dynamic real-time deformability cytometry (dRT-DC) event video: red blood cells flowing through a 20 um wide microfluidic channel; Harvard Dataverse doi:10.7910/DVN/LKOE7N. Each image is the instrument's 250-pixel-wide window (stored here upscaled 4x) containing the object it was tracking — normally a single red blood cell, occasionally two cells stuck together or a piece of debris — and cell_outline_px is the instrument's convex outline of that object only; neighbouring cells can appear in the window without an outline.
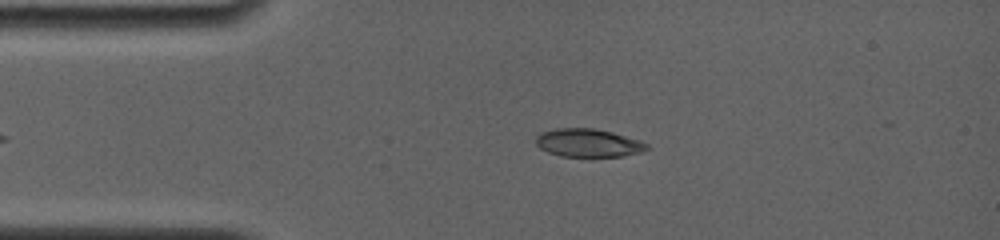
{"species": "common noctule bat (a hibernating species)", "species_latin": "Nyctalus noctula", "temperature_condition": "room temperature", "stored_images_in_passage": 13, "camera_frame_rate_fps": 4000, "um_per_image_px": 0.085, "animal": {"sex": "female", "body_mass_g": 19.0, "forearm_length_mm": 56.7}, "frame": {"image": 1, "passage_image": 1, "time_ms": 0.0, "image_size_px": [1000, 240], "cell_outline_px": [[652, 148], [640, 152], [624, 156], [560, 156], [548, 152], [540, 148], [536, 144], [536, 136], [540, 132], [556, 128], [592, 128], [612, 132], [640, 140], [648, 144]], "centroid_in_image_um": [50.01, 12.14], "position_along_channel_um": 35.0, "area_um2": 18.26}}
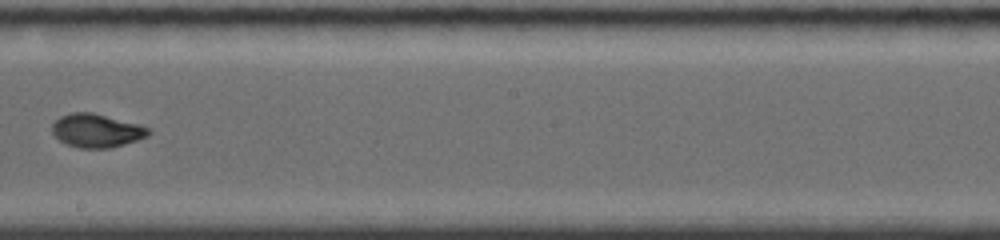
{"frame": {"image": 2, "passage_image": 7, "time_ms": 6.0, "image_size_px": [1000, 240], "cell_outline_px": [[152, 132], [148, 136], [136, 140], [108, 148], [80, 148], [68, 144], [60, 140], [52, 132], [52, 124], [60, 116], [72, 112], [92, 112], [140, 124], [152, 128]], "centroid_in_image_um": [8.24, 11.08], "position_along_channel_um": 240.0, "area_um2": 18.79}}
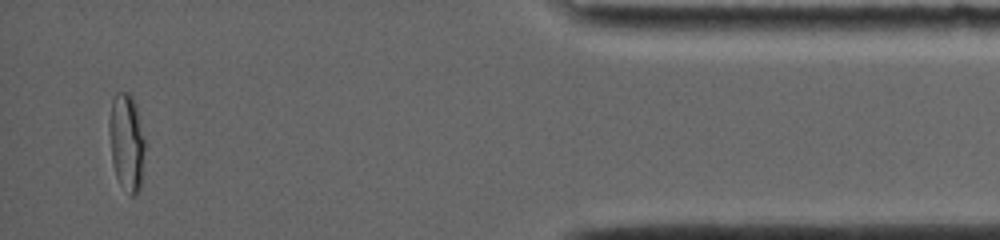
{"frame": {"image": 3, "passage_image": 13, "time_ms": 12.0, "image_size_px": [1000, 240], "cell_outline_px": [[144, 148], [140, 188], [136, 196], [132, 196], [120, 184], [116, 176], [112, 164], [108, 132], [108, 124], [112, 100], [116, 92], [128, 92], [132, 96], [136, 104], [144, 140]], "centroid_in_image_um": [10.73, 12.06], "position_along_channel_um": 424.5, "area_um2": 20.29}, "authors_computed_cell_mechanics": {"area_um2": 18.785, "velocity_mm_per_s": 3.9025, "shape_relaxation_time_tau1_ms": 9.6828, "shape_relaxation_time_tau2_ms": 1.0473, "deformation_change_tau1": 0.2966, "deformation_change_tau2": 0.0327}}